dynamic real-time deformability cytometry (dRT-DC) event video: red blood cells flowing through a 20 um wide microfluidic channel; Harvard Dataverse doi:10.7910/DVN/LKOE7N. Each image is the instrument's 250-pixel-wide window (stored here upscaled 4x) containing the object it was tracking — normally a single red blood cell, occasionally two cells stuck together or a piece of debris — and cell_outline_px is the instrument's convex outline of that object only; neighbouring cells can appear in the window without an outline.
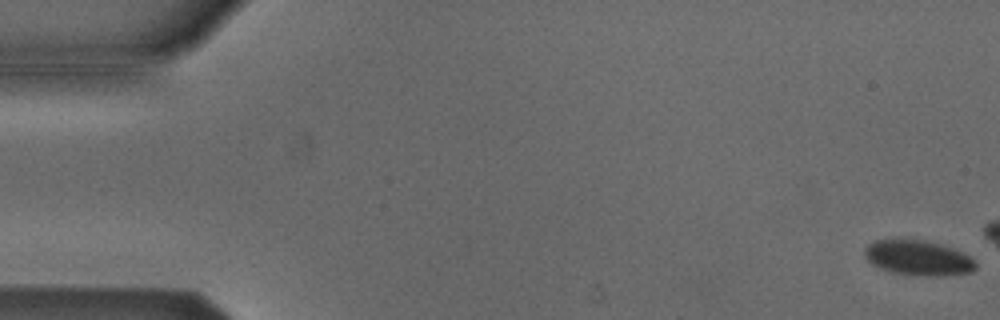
{"species": "Egyptian fruit bat (a non-hibernating species)", "species_latin": "Rousettus aegyptiacus", "temperature_condition": "cold", "stored_images_in_passage": 11, "camera_frame_rate_fps": 3000, "um_per_image_px": 0.085, "animal": {"sex": "male"}, "frame": {"image": 1, "passage_image": 1, "time_ms": 0.0, "image_size_px": [1000, 320], "cell_outline_px": [[976, 268], [972, 272], [944, 276], [928, 276], [892, 272], [880, 268], [872, 264], [864, 256], [864, 248], [872, 240], [892, 236], [924, 240], [940, 244], [952, 248], [968, 256], [976, 264]], "centroid_in_image_um": [77.96, 21.87], "position_along_channel_um": 7.0, "area_um2": 23.24}}